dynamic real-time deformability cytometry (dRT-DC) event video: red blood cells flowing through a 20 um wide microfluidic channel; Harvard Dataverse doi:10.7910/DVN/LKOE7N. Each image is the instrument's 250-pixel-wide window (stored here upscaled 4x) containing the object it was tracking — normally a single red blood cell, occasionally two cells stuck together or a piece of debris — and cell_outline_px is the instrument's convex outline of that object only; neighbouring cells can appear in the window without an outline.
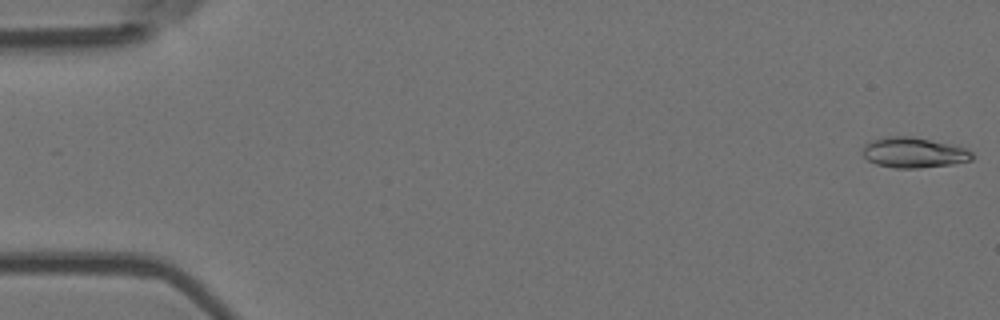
{"species": "Egyptian fruit bat (a non-hibernating species)", "species_latin": "Rousettus aegyptiacus", "temperature_condition": "room temperature", "stored_images_in_passage": 7, "camera_frame_rate_fps": 3000, "um_per_image_px": 0.085, "animal": {"sex": "female"}, "frame": {"image": 1, "passage_image": 1, "time_ms": 0.0, "image_size_px": [1000, 320], "cell_outline_px": [[972, 160], [952, 164], [916, 168], [896, 168], [876, 164], [868, 160], [860, 152], [864, 144], [872, 140], [884, 136], [912, 136], [952, 144], [968, 148], [972, 152]], "centroid_in_image_um": [77.65, 12.95], "position_along_channel_um": 7.4, "area_um2": 19.59}}
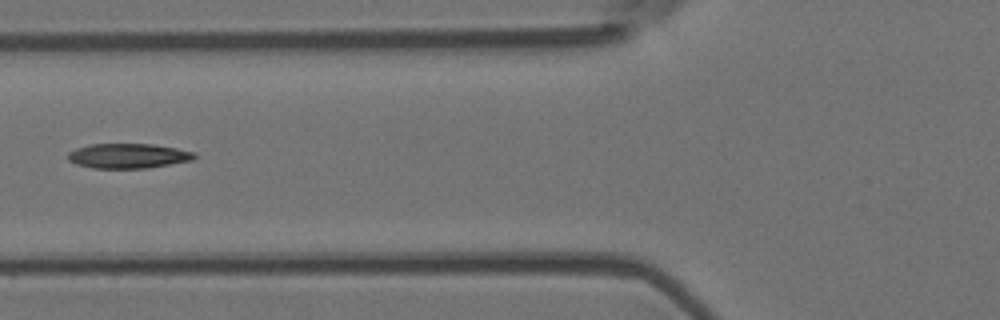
{"frame": {"image": 2, "passage_image": 6, "time_ms": 1.667, "image_size_px": [1000, 320], "cell_outline_px": [[196, 156], [192, 160], [148, 168], [92, 168], [76, 164], [68, 160], [68, 152], [76, 148], [88, 144], [152, 144], [176, 148], [196, 152]], "centroid_in_image_um": [10.88, 13.25], "position_along_channel_um": 114.9, "area_um2": 18.32}}
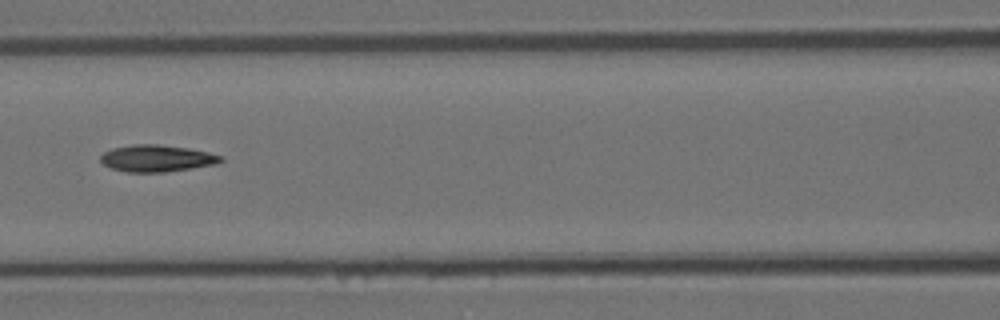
{"frame": {"image": 3, "passage_image": 7, "time_ms": 2.0, "image_size_px": [1000, 320], "cell_outline_px": [[224, 160], [216, 164], [192, 168], [164, 172], [128, 172], [112, 168], [104, 164], [100, 160], [100, 156], [104, 152], [112, 148], [132, 144], [156, 144], [188, 148], [208, 152], [224, 156]], "centroid_in_image_um": [13.34, 13.45], "position_along_channel_um": 153.3, "area_um2": 18.79}}